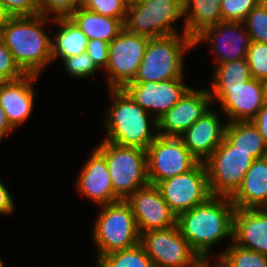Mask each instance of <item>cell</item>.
I'll use <instances>...</instances> for the list:
<instances>
[{"instance_id": "6da1fadb", "label": "cell", "mask_w": 267, "mask_h": 267, "mask_svg": "<svg viewBox=\"0 0 267 267\" xmlns=\"http://www.w3.org/2000/svg\"><path fill=\"white\" fill-rule=\"evenodd\" d=\"M235 206L230 197L210 196L204 203L177 216L176 225L191 248L201 257L221 241H233Z\"/></svg>"}, {"instance_id": "7a4b0ae2", "label": "cell", "mask_w": 267, "mask_h": 267, "mask_svg": "<svg viewBox=\"0 0 267 267\" xmlns=\"http://www.w3.org/2000/svg\"><path fill=\"white\" fill-rule=\"evenodd\" d=\"M47 16L11 17L0 32L3 42L25 74L40 75L52 60V37L43 29Z\"/></svg>"}, {"instance_id": "3957f363", "label": "cell", "mask_w": 267, "mask_h": 267, "mask_svg": "<svg viewBox=\"0 0 267 267\" xmlns=\"http://www.w3.org/2000/svg\"><path fill=\"white\" fill-rule=\"evenodd\" d=\"M109 92L112 102L104 118L107 133L103 140L147 150L158 136L157 120L137 104L124 89H109Z\"/></svg>"}, {"instance_id": "277c9868", "label": "cell", "mask_w": 267, "mask_h": 267, "mask_svg": "<svg viewBox=\"0 0 267 267\" xmlns=\"http://www.w3.org/2000/svg\"><path fill=\"white\" fill-rule=\"evenodd\" d=\"M193 47V38L185 33L149 38L137 75L132 82H161L184 78V55Z\"/></svg>"}, {"instance_id": "5b68a950", "label": "cell", "mask_w": 267, "mask_h": 267, "mask_svg": "<svg viewBox=\"0 0 267 267\" xmlns=\"http://www.w3.org/2000/svg\"><path fill=\"white\" fill-rule=\"evenodd\" d=\"M95 149L106 160L114 194L120 200L149 184L146 150L104 140Z\"/></svg>"}, {"instance_id": "8992f818", "label": "cell", "mask_w": 267, "mask_h": 267, "mask_svg": "<svg viewBox=\"0 0 267 267\" xmlns=\"http://www.w3.org/2000/svg\"><path fill=\"white\" fill-rule=\"evenodd\" d=\"M101 212L94 222L93 240L98 260L101 256L135 246L140 233L130 205L125 200L99 206Z\"/></svg>"}, {"instance_id": "52a82bcc", "label": "cell", "mask_w": 267, "mask_h": 267, "mask_svg": "<svg viewBox=\"0 0 267 267\" xmlns=\"http://www.w3.org/2000/svg\"><path fill=\"white\" fill-rule=\"evenodd\" d=\"M255 159L237 150L225 137L204 161L211 196L231 197L241 186L246 172Z\"/></svg>"}, {"instance_id": "ba28073f", "label": "cell", "mask_w": 267, "mask_h": 267, "mask_svg": "<svg viewBox=\"0 0 267 267\" xmlns=\"http://www.w3.org/2000/svg\"><path fill=\"white\" fill-rule=\"evenodd\" d=\"M184 16V0H151L128 4L124 28L149 38L180 34L174 23Z\"/></svg>"}, {"instance_id": "9c48e42d", "label": "cell", "mask_w": 267, "mask_h": 267, "mask_svg": "<svg viewBox=\"0 0 267 267\" xmlns=\"http://www.w3.org/2000/svg\"><path fill=\"white\" fill-rule=\"evenodd\" d=\"M148 42L149 37L123 28L109 43V61L105 68L109 89H123L135 79Z\"/></svg>"}, {"instance_id": "30bf717a", "label": "cell", "mask_w": 267, "mask_h": 267, "mask_svg": "<svg viewBox=\"0 0 267 267\" xmlns=\"http://www.w3.org/2000/svg\"><path fill=\"white\" fill-rule=\"evenodd\" d=\"M140 243L154 267H197L200 256L191 248L177 225L142 233Z\"/></svg>"}, {"instance_id": "8fae6325", "label": "cell", "mask_w": 267, "mask_h": 267, "mask_svg": "<svg viewBox=\"0 0 267 267\" xmlns=\"http://www.w3.org/2000/svg\"><path fill=\"white\" fill-rule=\"evenodd\" d=\"M146 152L147 176L152 185L188 172L199 163L180 137L158 135Z\"/></svg>"}, {"instance_id": "7c38bea8", "label": "cell", "mask_w": 267, "mask_h": 267, "mask_svg": "<svg viewBox=\"0 0 267 267\" xmlns=\"http://www.w3.org/2000/svg\"><path fill=\"white\" fill-rule=\"evenodd\" d=\"M156 186L176 216L204 203L211 196L204 162H199L188 172L160 181Z\"/></svg>"}, {"instance_id": "4fadbf2b", "label": "cell", "mask_w": 267, "mask_h": 267, "mask_svg": "<svg viewBox=\"0 0 267 267\" xmlns=\"http://www.w3.org/2000/svg\"><path fill=\"white\" fill-rule=\"evenodd\" d=\"M211 103L219 101L220 111L225 114L227 123L251 121L267 100L262 80L251 78L241 86L211 87Z\"/></svg>"}, {"instance_id": "5bb4252c", "label": "cell", "mask_w": 267, "mask_h": 267, "mask_svg": "<svg viewBox=\"0 0 267 267\" xmlns=\"http://www.w3.org/2000/svg\"><path fill=\"white\" fill-rule=\"evenodd\" d=\"M193 40L194 46L201 44L203 41L211 43V51L215 54L216 64L246 58L251 43L244 22L230 21H222L205 28Z\"/></svg>"}, {"instance_id": "9a60e30c", "label": "cell", "mask_w": 267, "mask_h": 267, "mask_svg": "<svg viewBox=\"0 0 267 267\" xmlns=\"http://www.w3.org/2000/svg\"><path fill=\"white\" fill-rule=\"evenodd\" d=\"M131 207L140 235L176 225L177 216L164 201L159 188L148 184L125 200Z\"/></svg>"}, {"instance_id": "2e32d148", "label": "cell", "mask_w": 267, "mask_h": 267, "mask_svg": "<svg viewBox=\"0 0 267 267\" xmlns=\"http://www.w3.org/2000/svg\"><path fill=\"white\" fill-rule=\"evenodd\" d=\"M184 78L161 82H130L123 89L156 120L173 107L191 88Z\"/></svg>"}, {"instance_id": "e0dca14e", "label": "cell", "mask_w": 267, "mask_h": 267, "mask_svg": "<svg viewBox=\"0 0 267 267\" xmlns=\"http://www.w3.org/2000/svg\"><path fill=\"white\" fill-rule=\"evenodd\" d=\"M208 89L190 88L183 97L158 120V135L180 137L210 109Z\"/></svg>"}, {"instance_id": "ac0fdd59", "label": "cell", "mask_w": 267, "mask_h": 267, "mask_svg": "<svg viewBox=\"0 0 267 267\" xmlns=\"http://www.w3.org/2000/svg\"><path fill=\"white\" fill-rule=\"evenodd\" d=\"M81 168L76 181L81 195L98 206L120 201L114 194L106 160L95 148Z\"/></svg>"}, {"instance_id": "d6986e66", "label": "cell", "mask_w": 267, "mask_h": 267, "mask_svg": "<svg viewBox=\"0 0 267 267\" xmlns=\"http://www.w3.org/2000/svg\"><path fill=\"white\" fill-rule=\"evenodd\" d=\"M37 75L26 74L14 81L0 82V105L10 125L16 129L31 117Z\"/></svg>"}, {"instance_id": "ffe728a7", "label": "cell", "mask_w": 267, "mask_h": 267, "mask_svg": "<svg viewBox=\"0 0 267 267\" xmlns=\"http://www.w3.org/2000/svg\"><path fill=\"white\" fill-rule=\"evenodd\" d=\"M218 116L210 108L180 138L191 154L199 161L204 162L222 143L225 137V128Z\"/></svg>"}, {"instance_id": "44dd1931", "label": "cell", "mask_w": 267, "mask_h": 267, "mask_svg": "<svg viewBox=\"0 0 267 267\" xmlns=\"http://www.w3.org/2000/svg\"><path fill=\"white\" fill-rule=\"evenodd\" d=\"M233 242L267 256V207L235 208Z\"/></svg>"}, {"instance_id": "7402d4cb", "label": "cell", "mask_w": 267, "mask_h": 267, "mask_svg": "<svg viewBox=\"0 0 267 267\" xmlns=\"http://www.w3.org/2000/svg\"><path fill=\"white\" fill-rule=\"evenodd\" d=\"M230 199L235 208L267 207V156L252 162L241 186Z\"/></svg>"}, {"instance_id": "603a6c76", "label": "cell", "mask_w": 267, "mask_h": 267, "mask_svg": "<svg viewBox=\"0 0 267 267\" xmlns=\"http://www.w3.org/2000/svg\"><path fill=\"white\" fill-rule=\"evenodd\" d=\"M69 18L81 29L88 41L100 39L108 43L119 35L125 20L103 16L82 6Z\"/></svg>"}, {"instance_id": "cb8c5ba5", "label": "cell", "mask_w": 267, "mask_h": 267, "mask_svg": "<svg viewBox=\"0 0 267 267\" xmlns=\"http://www.w3.org/2000/svg\"><path fill=\"white\" fill-rule=\"evenodd\" d=\"M221 0H184L182 33L194 38L205 28L222 22Z\"/></svg>"}, {"instance_id": "d4e9b609", "label": "cell", "mask_w": 267, "mask_h": 267, "mask_svg": "<svg viewBox=\"0 0 267 267\" xmlns=\"http://www.w3.org/2000/svg\"><path fill=\"white\" fill-rule=\"evenodd\" d=\"M60 27L53 36L52 60L77 56L86 51L88 39L81 29L69 18L59 17L52 20Z\"/></svg>"}, {"instance_id": "484cf974", "label": "cell", "mask_w": 267, "mask_h": 267, "mask_svg": "<svg viewBox=\"0 0 267 267\" xmlns=\"http://www.w3.org/2000/svg\"><path fill=\"white\" fill-rule=\"evenodd\" d=\"M225 138L237 148L249 152L254 159L267 156V146L262 135L251 121L229 122Z\"/></svg>"}, {"instance_id": "4316f807", "label": "cell", "mask_w": 267, "mask_h": 267, "mask_svg": "<svg viewBox=\"0 0 267 267\" xmlns=\"http://www.w3.org/2000/svg\"><path fill=\"white\" fill-rule=\"evenodd\" d=\"M96 262L102 267H154L140 242L133 247L107 253Z\"/></svg>"}, {"instance_id": "83f0119b", "label": "cell", "mask_w": 267, "mask_h": 267, "mask_svg": "<svg viewBox=\"0 0 267 267\" xmlns=\"http://www.w3.org/2000/svg\"><path fill=\"white\" fill-rule=\"evenodd\" d=\"M246 58L228 63L216 64L210 87H236L251 79Z\"/></svg>"}, {"instance_id": "f1b7e54d", "label": "cell", "mask_w": 267, "mask_h": 267, "mask_svg": "<svg viewBox=\"0 0 267 267\" xmlns=\"http://www.w3.org/2000/svg\"><path fill=\"white\" fill-rule=\"evenodd\" d=\"M222 254L232 267H267V256L253 250L240 247L231 241Z\"/></svg>"}, {"instance_id": "f546056e", "label": "cell", "mask_w": 267, "mask_h": 267, "mask_svg": "<svg viewBox=\"0 0 267 267\" xmlns=\"http://www.w3.org/2000/svg\"><path fill=\"white\" fill-rule=\"evenodd\" d=\"M81 6L103 16L125 19L128 0H83Z\"/></svg>"}, {"instance_id": "4dcf8cb0", "label": "cell", "mask_w": 267, "mask_h": 267, "mask_svg": "<svg viewBox=\"0 0 267 267\" xmlns=\"http://www.w3.org/2000/svg\"><path fill=\"white\" fill-rule=\"evenodd\" d=\"M246 60L252 78L262 80L267 76V43L251 41Z\"/></svg>"}, {"instance_id": "1f68e13d", "label": "cell", "mask_w": 267, "mask_h": 267, "mask_svg": "<svg viewBox=\"0 0 267 267\" xmlns=\"http://www.w3.org/2000/svg\"><path fill=\"white\" fill-rule=\"evenodd\" d=\"M258 4L259 0H221L222 20L244 22Z\"/></svg>"}, {"instance_id": "d6a6232c", "label": "cell", "mask_w": 267, "mask_h": 267, "mask_svg": "<svg viewBox=\"0 0 267 267\" xmlns=\"http://www.w3.org/2000/svg\"><path fill=\"white\" fill-rule=\"evenodd\" d=\"M250 40L267 43V11L257 5L244 21Z\"/></svg>"}, {"instance_id": "836d02e7", "label": "cell", "mask_w": 267, "mask_h": 267, "mask_svg": "<svg viewBox=\"0 0 267 267\" xmlns=\"http://www.w3.org/2000/svg\"><path fill=\"white\" fill-rule=\"evenodd\" d=\"M64 68L74 78H89L95 75L99 69L87 51L62 60Z\"/></svg>"}, {"instance_id": "e575fe53", "label": "cell", "mask_w": 267, "mask_h": 267, "mask_svg": "<svg viewBox=\"0 0 267 267\" xmlns=\"http://www.w3.org/2000/svg\"><path fill=\"white\" fill-rule=\"evenodd\" d=\"M82 5L81 0H40L39 14L50 18L69 17Z\"/></svg>"}, {"instance_id": "d590c367", "label": "cell", "mask_w": 267, "mask_h": 267, "mask_svg": "<svg viewBox=\"0 0 267 267\" xmlns=\"http://www.w3.org/2000/svg\"><path fill=\"white\" fill-rule=\"evenodd\" d=\"M26 75L15 62L13 55L0 36V82L14 81Z\"/></svg>"}, {"instance_id": "8d00e7d4", "label": "cell", "mask_w": 267, "mask_h": 267, "mask_svg": "<svg viewBox=\"0 0 267 267\" xmlns=\"http://www.w3.org/2000/svg\"><path fill=\"white\" fill-rule=\"evenodd\" d=\"M11 17L39 15L37 0H0Z\"/></svg>"}, {"instance_id": "74e56055", "label": "cell", "mask_w": 267, "mask_h": 267, "mask_svg": "<svg viewBox=\"0 0 267 267\" xmlns=\"http://www.w3.org/2000/svg\"><path fill=\"white\" fill-rule=\"evenodd\" d=\"M86 51L99 69H105L107 67L109 61L108 42L100 39L89 40Z\"/></svg>"}, {"instance_id": "f35d334b", "label": "cell", "mask_w": 267, "mask_h": 267, "mask_svg": "<svg viewBox=\"0 0 267 267\" xmlns=\"http://www.w3.org/2000/svg\"><path fill=\"white\" fill-rule=\"evenodd\" d=\"M15 210V204L8 188L0 180V214L10 215Z\"/></svg>"}, {"instance_id": "ab89813d", "label": "cell", "mask_w": 267, "mask_h": 267, "mask_svg": "<svg viewBox=\"0 0 267 267\" xmlns=\"http://www.w3.org/2000/svg\"><path fill=\"white\" fill-rule=\"evenodd\" d=\"M251 122L256 126L267 146V100Z\"/></svg>"}, {"instance_id": "60d3db41", "label": "cell", "mask_w": 267, "mask_h": 267, "mask_svg": "<svg viewBox=\"0 0 267 267\" xmlns=\"http://www.w3.org/2000/svg\"><path fill=\"white\" fill-rule=\"evenodd\" d=\"M209 255H204L200 257L199 265L201 267H232V265L227 261V259L222 254H217L218 257L215 259V263L211 266L212 259L210 260Z\"/></svg>"}, {"instance_id": "b9f144b4", "label": "cell", "mask_w": 267, "mask_h": 267, "mask_svg": "<svg viewBox=\"0 0 267 267\" xmlns=\"http://www.w3.org/2000/svg\"><path fill=\"white\" fill-rule=\"evenodd\" d=\"M13 130L14 128L8 122L6 114L0 105V142L3 141L4 137H7V135Z\"/></svg>"}, {"instance_id": "7bdbcfd3", "label": "cell", "mask_w": 267, "mask_h": 267, "mask_svg": "<svg viewBox=\"0 0 267 267\" xmlns=\"http://www.w3.org/2000/svg\"><path fill=\"white\" fill-rule=\"evenodd\" d=\"M10 18V14L7 12L2 2L0 1V32Z\"/></svg>"}, {"instance_id": "ee69618b", "label": "cell", "mask_w": 267, "mask_h": 267, "mask_svg": "<svg viewBox=\"0 0 267 267\" xmlns=\"http://www.w3.org/2000/svg\"><path fill=\"white\" fill-rule=\"evenodd\" d=\"M151 0H128V4H142Z\"/></svg>"}, {"instance_id": "f6af8a7d", "label": "cell", "mask_w": 267, "mask_h": 267, "mask_svg": "<svg viewBox=\"0 0 267 267\" xmlns=\"http://www.w3.org/2000/svg\"><path fill=\"white\" fill-rule=\"evenodd\" d=\"M259 5L267 11V0H259Z\"/></svg>"}, {"instance_id": "bcb514c9", "label": "cell", "mask_w": 267, "mask_h": 267, "mask_svg": "<svg viewBox=\"0 0 267 267\" xmlns=\"http://www.w3.org/2000/svg\"><path fill=\"white\" fill-rule=\"evenodd\" d=\"M263 87L267 96V76L262 79Z\"/></svg>"}, {"instance_id": "7dc6e473", "label": "cell", "mask_w": 267, "mask_h": 267, "mask_svg": "<svg viewBox=\"0 0 267 267\" xmlns=\"http://www.w3.org/2000/svg\"><path fill=\"white\" fill-rule=\"evenodd\" d=\"M0 267H5L1 258H0Z\"/></svg>"}, {"instance_id": "c3c4849f", "label": "cell", "mask_w": 267, "mask_h": 267, "mask_svg": "<svg viewBox=\"0 0 267 267\" xmlns=\"http://www.w3.org/2000/svg\"><path fill=\"white\" fill-rule=\"evenodd\" d=\"M96 267H102L98 262L96 263Z\"/></svg>"}]
</instances>
